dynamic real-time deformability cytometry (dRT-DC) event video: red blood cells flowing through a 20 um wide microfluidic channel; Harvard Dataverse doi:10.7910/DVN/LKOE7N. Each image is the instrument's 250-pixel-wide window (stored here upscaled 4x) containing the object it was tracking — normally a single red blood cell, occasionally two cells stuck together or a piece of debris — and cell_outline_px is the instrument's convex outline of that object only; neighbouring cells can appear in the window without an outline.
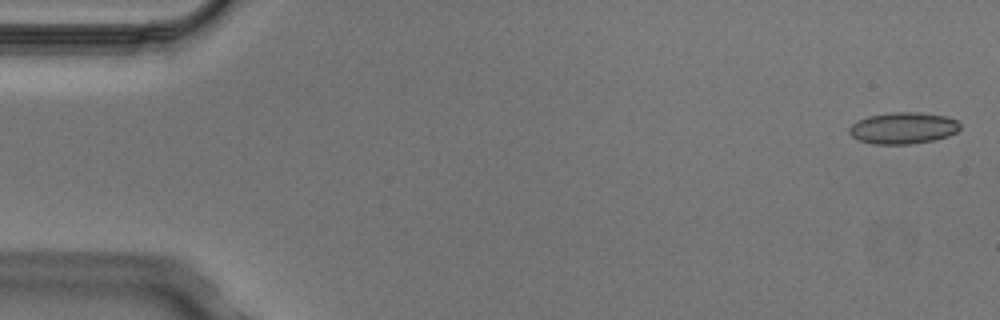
{"species": "Egyptian fruit bat (a non-hibernating species)", "species_latin": "Rousettus aegyptiacus", "temperature_condition": "cold", "stored_images_in_passage": 7, "camera_frame_rate_fps": 3000, "um_per_image_px": 0.085, "animal": {"sex": "male"}, "frame": {"image": 1, "passage_image": 1, "time_ms": 0.0, "image_size_px": [1000, 320], "cell_outline_px": [[960, 128], [956, 132], [948, 136], [932, 140], [908, 144], [872, 144], [860, 140], [852, 136], [848, 132], [848, 128], [852, 124], [868, 116], [892, 112], [920, 112], [948, 116], [956, 120], [960, 124]], "centroid_in_image_um": [76.77, 10.88], "position_along_channel_um": 8.2, "area_um2": 20.35}}
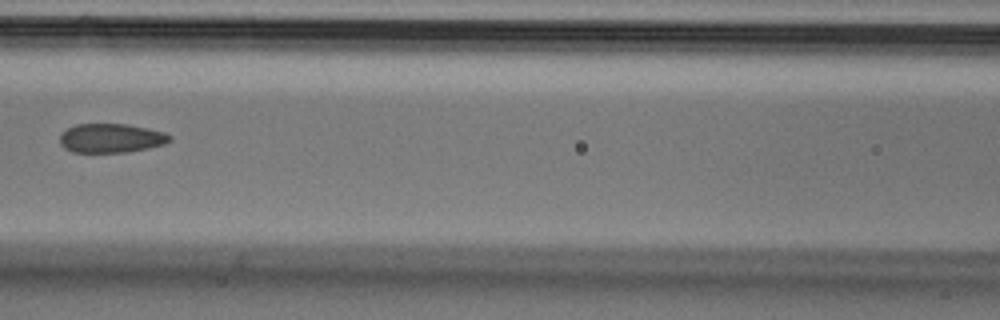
{"frame": {"image": 2, "passage_image": 6, "time_ms": 1.667, "image_size_px": [1000, 320], "cell_outline_px": [[172, 140], [164, 144], [148, 148], [128, 152], [72, 152], [64, 148], [60, 144], [60, 132], [76, 124], [128, 124], [148, 128], [164, 132], [172, 136]], "centroid_in_image_um": [9.44, 11.74], "position_along_channel_um": 157.2, "area_um2": 18.79}}
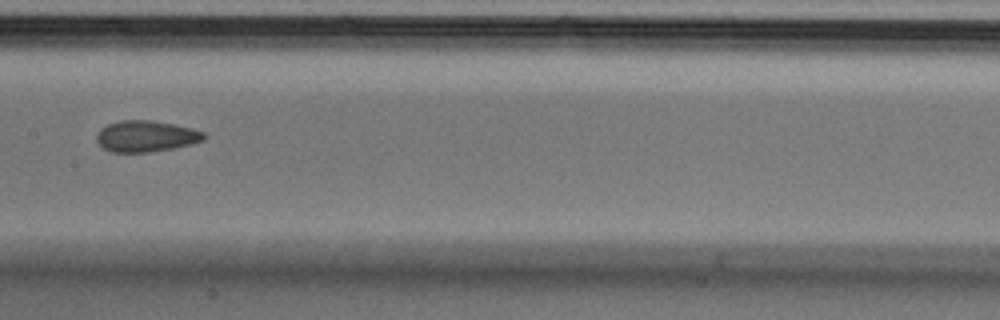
{"frame": {"image": 3, "passage_image": 7, "time_ms": 2.0, "image_size_px": [1000, 320], "cell_outline_px": [[208, 136], [204, 140], [192, 144], [172, 148], [148, 152], [112, 152], [104, 148], [96, 140], [96, 132], [100, 128], [108, 124], [120, 120], [152, 120], [192, 128], [204, 132]], "centroid_in_image_um": [12.41, 11.57], "position_along_channel_um": 195.0, "area_um2": 19.59}}